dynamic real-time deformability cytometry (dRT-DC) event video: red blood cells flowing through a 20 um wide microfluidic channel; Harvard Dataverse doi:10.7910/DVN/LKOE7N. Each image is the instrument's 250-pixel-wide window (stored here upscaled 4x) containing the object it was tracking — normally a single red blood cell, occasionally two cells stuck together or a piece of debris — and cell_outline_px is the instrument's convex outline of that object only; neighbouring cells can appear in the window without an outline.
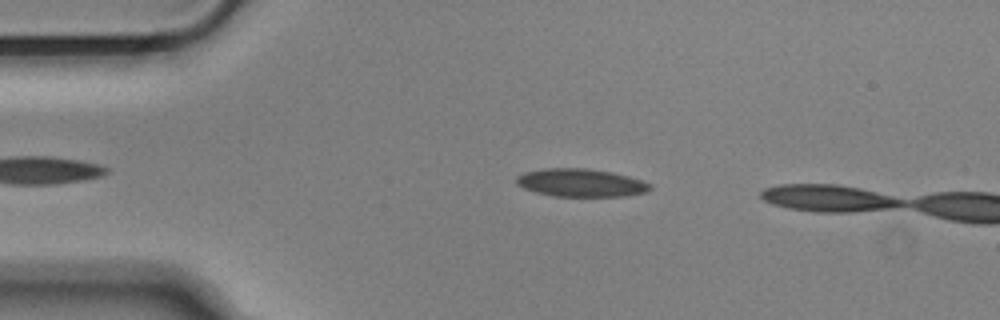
{"species": "Egyptian fruit bat (a non-hibernating species)", "species_latin": "Rousettus aegyptiacus", "temperature_condition": "cold", "stored_images_in_passage": 12, "camera_frame_rate_fps": 3000, "um_per_image_px": 0.085, "animal": {"sex": "male"}, "frame": {"image": 1, "passage_image": 10, "time_ms": 3.0, "image_size_px": [1000, 320], "cell_outline_px": [[652, 188], [648, 192], [620, 196], [552, 196], [536, 192], [524, 188], [516, 184], [516, 176], [524, 172], [544, 168], [588, 168], [612, 172], [628, 176], [652, 184]], "centroid_in_image_um": [49.36, 15.53], "position_along_channel_um": 35.6, "area_um2": 21.85}}